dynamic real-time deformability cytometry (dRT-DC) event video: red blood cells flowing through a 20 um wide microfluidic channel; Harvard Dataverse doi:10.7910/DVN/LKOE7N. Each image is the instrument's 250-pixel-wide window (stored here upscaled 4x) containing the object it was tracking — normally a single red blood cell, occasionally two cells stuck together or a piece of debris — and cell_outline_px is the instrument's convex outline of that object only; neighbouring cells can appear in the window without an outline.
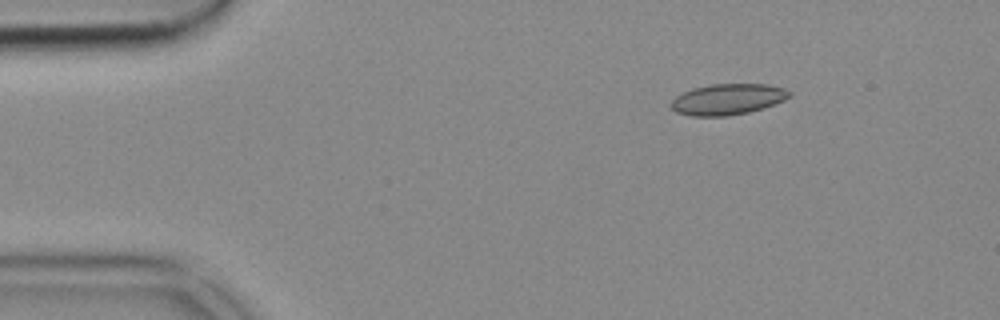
{"species": "common noctule bat (a hibernating species)", "species_latin": "Nyctalus noctula", "temperature_condition": "cold", "stored_images_in_passage": 46, "camera_frame_rate_fps": 3000, "um_per_image_px": 0.085, "animal": {"sex": "female", "body_mass_g": 18.4}, "frame": {"image": 1, "passage_image": 1, "time_ms": 0.0, "image_size_px": [1000, 320], "cell_outline_px": [[792, 96], [784, 100], [764, 108], [748, 112], [728, 116], [692, 116], [676, 112], [672, 108], [672, 100], [676, 96], [692, 88], [712, 84], [768, 84], [784, 88], [792, 92]], "centroid_in_image_um": [61.89, 8.43], "position_along_channel_um": 23.1, "area_um2": 21.39}}
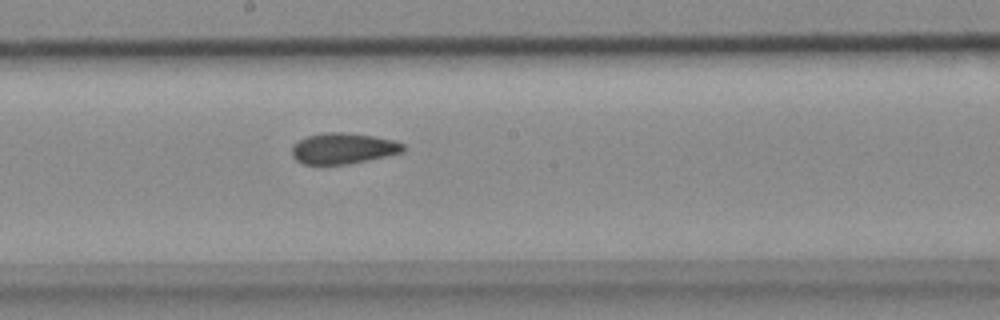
{"frame": {"image": 2, "passage_image": 22, "time_ms": 7.0, "image_size_px": [1000, 320], "cell_outline_px": [[404, 152], [368, 160], [344, 164], [304, 164], [296, 160], [292, 156], [292, 144], [308, 136], [328, 132], [344, 132], [372, 136], [392, 140], [404, 144]], "centroid_in_image_um": [29.15, 12.62], "position_along_channel_um": 219.0, "area_um2": 19.83}}
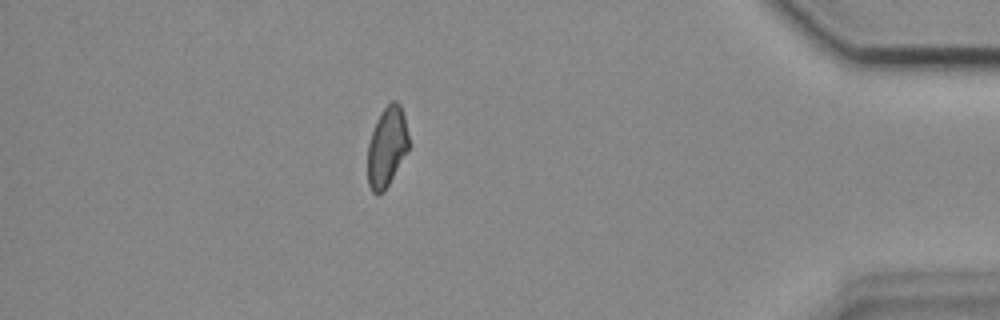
{"frame": {"image": 3, "passage_image": 40, "time_ms": 13.0, "image_size_px": [1000, 320], "cell_outline_px": [[408, 148], [384, 192], [376, 196], [372, 192], [368, 184], [368, 144], [376, 120], [384, 108], [392, 100], [396, 100], [400, 104], [404, 116], [408, 136]], "centroid_in_image_um": [32.86, 12.49], "position_along_channel_um": 402.3, "area_um2": 18.84}}